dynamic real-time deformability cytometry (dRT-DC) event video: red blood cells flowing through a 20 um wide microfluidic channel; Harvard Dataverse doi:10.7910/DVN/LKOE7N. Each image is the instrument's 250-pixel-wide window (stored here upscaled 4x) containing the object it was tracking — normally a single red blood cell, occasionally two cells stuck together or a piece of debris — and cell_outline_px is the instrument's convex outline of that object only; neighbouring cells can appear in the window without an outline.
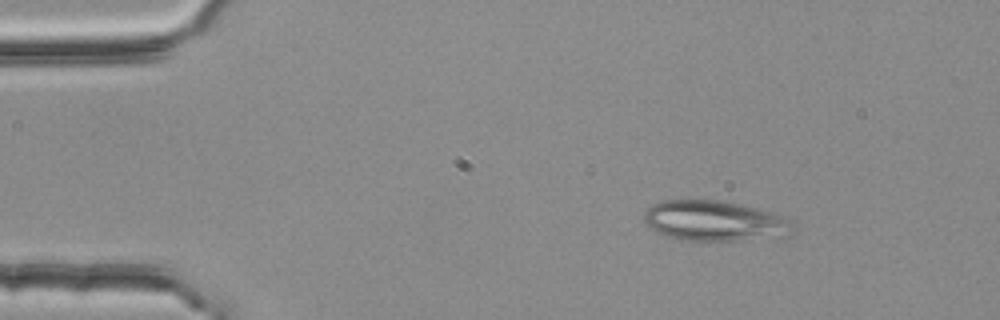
{"species": "common noctule bat (a hibernating species)", "species_latin": "Nyctalus noctula", "temperature_condition": "room temperature", "stored_images_in_passage": 3, "camera_frame_rate_fps": 3000, "um_per_image_px": 0.085, "animal": {"sex": "female", "body_mass_g": 25.1}, "frame": {"image": 1, "passage_image": 1, "time_ms": 0.0, "image_size_px": [1000, 320], "cell_outline_px": [[796, 232], [788, 236], [740, 240], [688, 240], [668, 236], [652, 228], [644, 220], [644, 212], [652, 204], [664, 200], [720, 200], [740, 204], [756, 208], [784, 216], [792, 220], [796, 228]], "centroid_in_image_um": [60.83, 18.77], "position_along_channel_um": 24.2, "area_um2": 34.97}}